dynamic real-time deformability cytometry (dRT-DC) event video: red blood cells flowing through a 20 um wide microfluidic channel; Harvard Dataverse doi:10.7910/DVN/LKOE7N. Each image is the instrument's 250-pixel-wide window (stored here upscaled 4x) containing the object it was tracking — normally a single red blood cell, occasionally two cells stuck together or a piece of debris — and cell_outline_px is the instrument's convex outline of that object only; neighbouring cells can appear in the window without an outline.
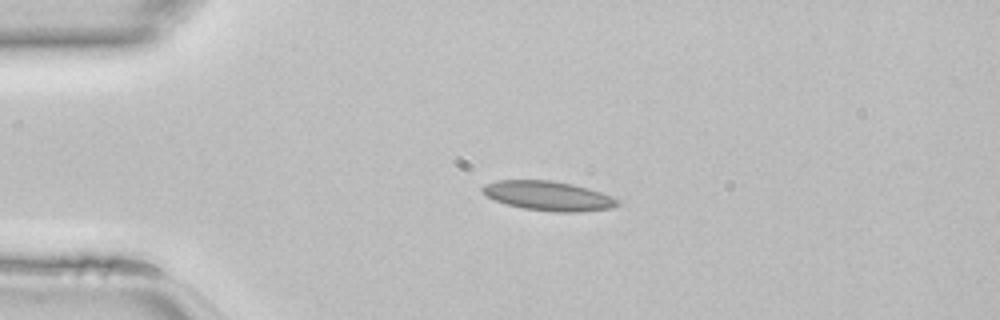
{"species": "common noctule bat (a hibernating species)", "species_latin": "Nyctalus noctula", "temperature_condition": "room temperature", "stored_images_in_passage": 36, "camera_frame_rate_fps": 3000, "um_per_image_px": 0.085, "animal": {"sex": "female", "body_mass_g": 22.7, "forearm_length_mm": 54.2}, "frame": {"image": 1, "passage_image": 1, "time_ms": 0.0, "image_size_px": [1000, 320], "cell_outline_px": [[620, 204], [612, 208], [580, 212], [556, 212], [524, 208], [508, 204], [496, 200], [480, 192], [480, 188], [484, 184], [496, 180], [552, 180], [572, 184], [588, 188], [612, 196], [620, 200]], "centroid_in_image_um": [46.62, 16.64], "position_along_channel_um": 38.4, "area_um2": 23.24}}
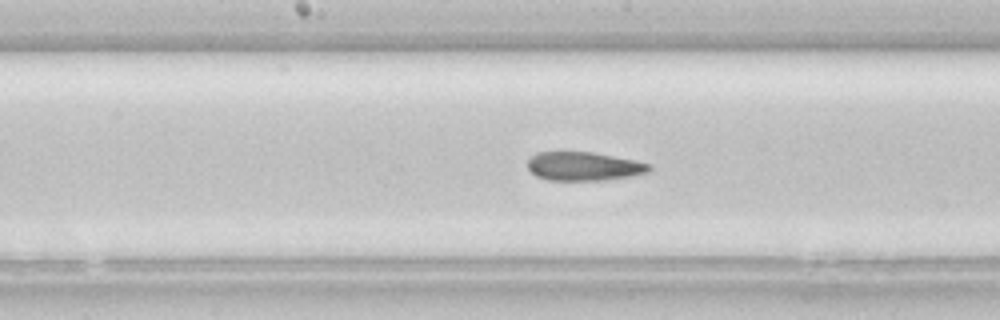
{"frame": {"image": 2, "passage_image": 14, "time_ms": 4.333, "image_size_px": [1000, 320], "cell_outline_px": [[652, 168], [648, 172], [632, 176], [600, 180], [548, 180], [536, 176], [528, 168], [528, 156], [536, 152], [592, 152], [652, 164]], "centroid_in_image_um": [49.59, 14.13], "position_along_channel_um": 198.6, "area_um2": 20.29}}
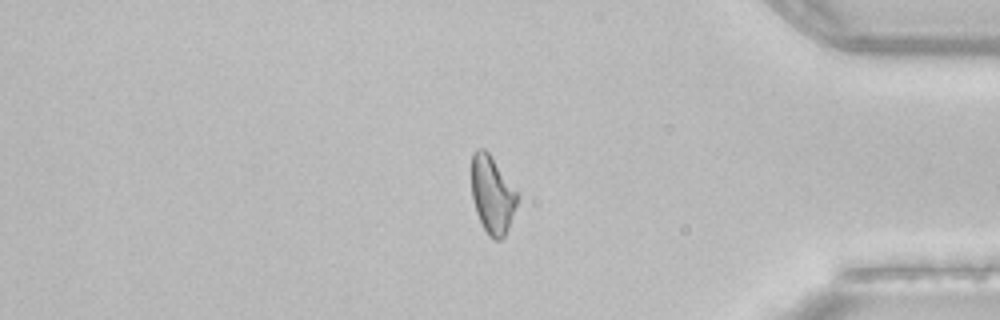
{"frame": {"image": 3, "passage_image": 29, "time_ms": 9.333, "image_size_px": [1000, 320], "cell_outline_px": [[520, 196], [508, 228], [504, 236], [500, 240], [492, 240], [488, 236], [476, 212], [472, 200], [472, 152], [476, 148], [484, 148], [488, 152]], "centroid_in_image_um": [41.83, 16.56], "position_along_channel_um": 393.4, "area_um2": 20.63}}